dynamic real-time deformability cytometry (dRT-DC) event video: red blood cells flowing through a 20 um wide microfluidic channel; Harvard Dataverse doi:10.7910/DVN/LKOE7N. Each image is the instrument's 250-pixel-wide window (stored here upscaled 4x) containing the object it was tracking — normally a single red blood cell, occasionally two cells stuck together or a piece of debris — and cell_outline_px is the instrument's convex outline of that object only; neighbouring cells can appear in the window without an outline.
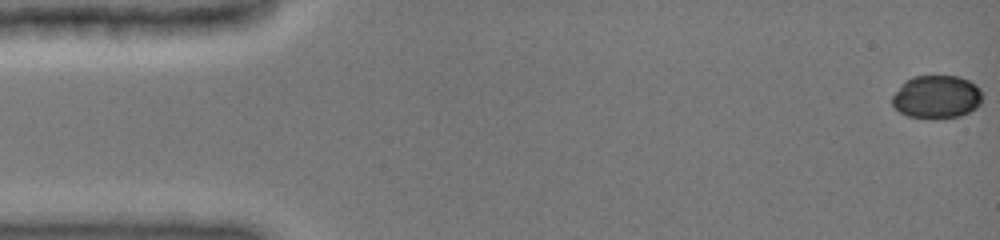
{"species": "common noctule bat (a hibernating species)", "species_latin": "Nyctalus noctula", "temperature_condition": "cold", "stored_images_in_passage": 48, "camera_frame_rate_fps": 3000, "um_per_image_px": 0.085, "animal": {"sex": "female", "body_mass_g": 19.0, "forearm_length_mm": 51.5}, "frame": {"image": 1, "passage_image": 1, "time_ms": 0.0, "image_size_px": [1000, 240], "cell_outline_px": [[984, 96], [980, 104], [976, 108], [960, 116], [936, 120], [932, 120], [908, 116], [900, 112], [892, 104], [892, 96], [904, 80], [912, 76], [960, 76], [976, 84], [980, 88]], "centroid_in_image_um": [79.63, 8.25], "position_along_channel_um": 5.4, "area_um2": 23.24}}
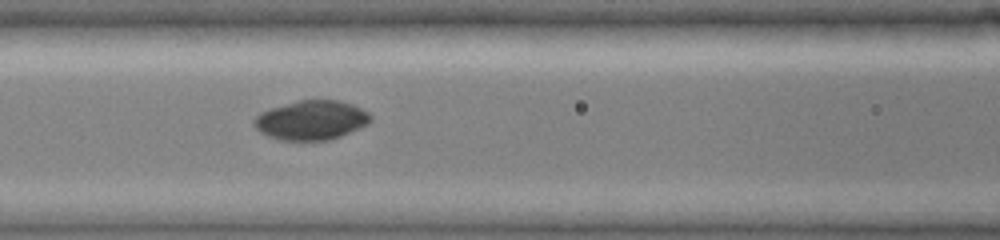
{"frame": {"image": 2, "passage_image": 21, "time_ms": 6.667, "image_size_px": [1000, 240], "cell_outline_px": [[372, 120], [368, 124], [340, 136], [328, 140], [280, 140], [268, 136], [260, 132], [252, 124], [252, 120], [260, 112], [296, 100], [340, 100], [352, 104], [368, 112], [372, 116]], "centroid_in_image_um": [26.45, 10.21], "position_along_channel_um": 140.2, "area_um2": 26.76}}
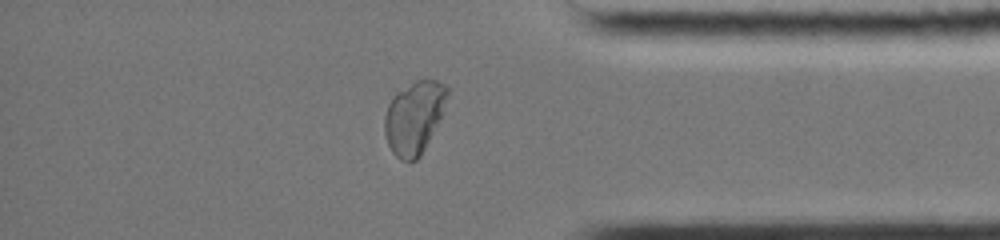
{"frame": {"image": 3, "passage_image": 41, "time_ms": 13.333, "image_size_px": [1000, 240], "cell_outline_px": [[448, 92], [440, 116], [420, 156], [416, 160], [400, 160], [392, 152], [388, 144], [384, 132], [384, 116], [388, 104], [396, 92], [416, 80], [436, 80], [444, 84], [448, 88]], "centroid_in_image_um": [35.16, 9.97], "position_along_channel_um": 400.0, "area_um2": 25.95}}